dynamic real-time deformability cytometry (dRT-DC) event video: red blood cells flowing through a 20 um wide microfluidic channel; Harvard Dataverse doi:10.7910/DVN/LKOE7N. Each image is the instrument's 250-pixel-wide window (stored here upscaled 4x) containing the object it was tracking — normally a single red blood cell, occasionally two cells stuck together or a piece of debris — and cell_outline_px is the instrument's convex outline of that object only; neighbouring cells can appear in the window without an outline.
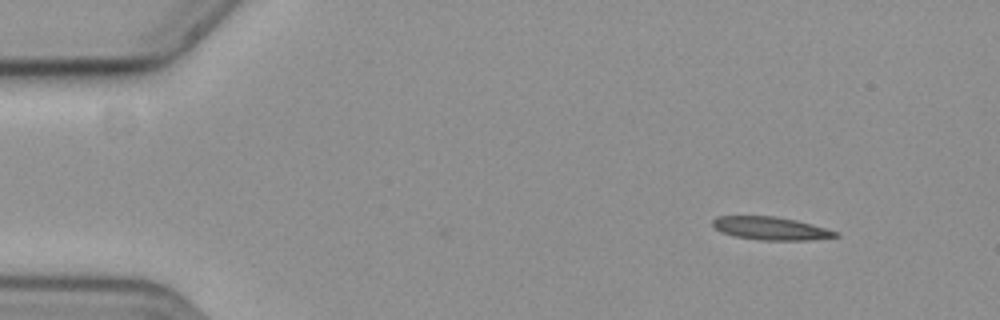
{"species": "common noctule bat (a hibernating species)", "species_latin": "Nyctalus noctula", "temperature_condition": "cold", "stored_images_in_passage": 6, "camera_frame_rate_fps": 3000, "um_per_image_px": 0.085, "animal": {"sex": "female", "body_mass_g": 19.3, "forearm_length_mm": 54.1}, "frame": {"image": 1, "passage_image": 1, "time_ms": 0.0, "image_size_px": [1000, 320], "cell_outline_px": [[840, 236], [812, 240], [760, 240], [732, 236], [720, 232], [712, 228], [712, 220], [716, 216], [776, 216], [796, 220], [812, 224], [840, 232]], "centroid_in_image_um": [65.49, 19.41], "position_along_channel_um": 19.5, "area_um2": 16.82}}